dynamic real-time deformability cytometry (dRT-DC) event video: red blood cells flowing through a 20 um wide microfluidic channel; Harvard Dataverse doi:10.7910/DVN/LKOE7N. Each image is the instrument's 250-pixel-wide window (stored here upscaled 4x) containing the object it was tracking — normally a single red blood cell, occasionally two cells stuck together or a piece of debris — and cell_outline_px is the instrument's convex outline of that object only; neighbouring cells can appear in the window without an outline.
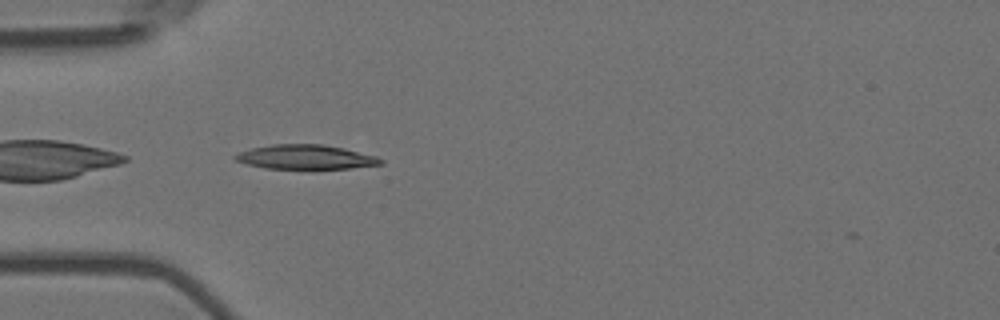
{"species": "Egyptian fruit bat (a non-hibernating species)", "species_latin": "Rousettus aegyptiacus", "temperature_condition": "room temperature", "stored_images_in_passage": 39, "camera_frame_rate_fps": 3000, "um_per_image_px": 0.085, "animal": {"sex": "female"}, "frame": {"image": 1, "passage_image": 1, "time_ms": 0.0, "image_size_px": [1000, 320], "cell_outline_px": [[384, 164], [348, 168], [264, 168], [248, 164], [236, 160], [232, 156], [240, 152], [252, 148], [272, 144], [324, 144], [344, 148], [376, 156], [384, 160]], "centroid_in_image_um": [26.0, 13.34], "position_along_channel_um": 59.0, "area_um2": 20.46}}
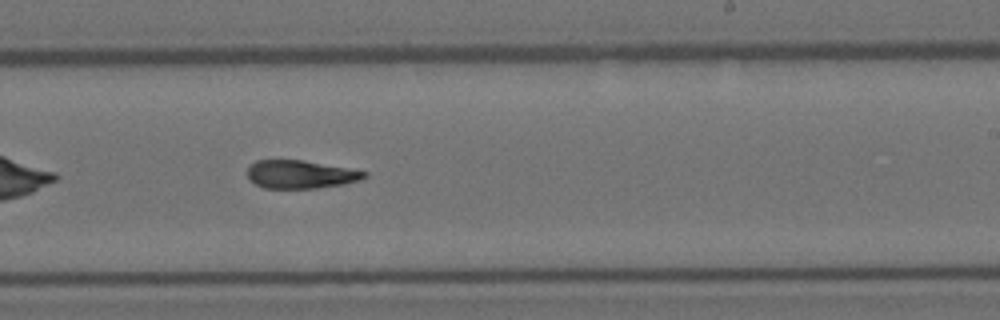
{"frame": {"image": 2, "passage_image": 18, "time_ms": 5.667, "image_size_px": [1000, 320], "cell_outline_px": [[368, 176], [360, 180], [344, 184], [316, 188], [264, 188], [248, 180], [248, 168], [256, 160], [304, 160], [348, 168], [368, 172]], "centroid_in_image_um": [25.55, 14.82], "position_along_channel_um": 263.4, "area_um2": 19.19}}
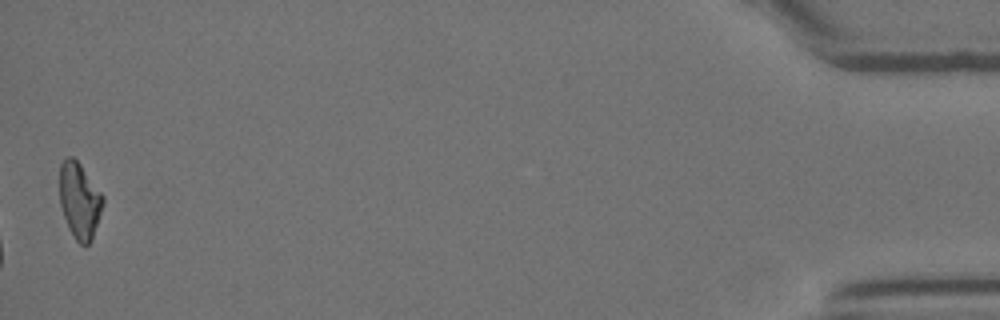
{"frame": {"image": 3, "passage_image": 39, "time_ms": 12.667, "image_size_px": [1000, 320], "cell_outline_px": [[104, 204], [92, 240], [88, 244], [80, 244], [76, 240], [68, 228], [60, 204], [60, 164], [68, 156], [72, 156], [80, 164], [104, 196]], "centroid_in_image_um": [6.77, 17.05], "position_along_channel_um": 428.4, "area_um2": 19.13}, "authors_computed_cell_mechanics": {"area_um2": 19.941, "velocity_mm_per_s": 3.6726, "shape_relaxation_time_tau1_ms": null, "shape_relaxation_time_tau2_ms": 5.9571, "deformation_change_tau1": null, "deformation_change_tau2": 0.1723}}